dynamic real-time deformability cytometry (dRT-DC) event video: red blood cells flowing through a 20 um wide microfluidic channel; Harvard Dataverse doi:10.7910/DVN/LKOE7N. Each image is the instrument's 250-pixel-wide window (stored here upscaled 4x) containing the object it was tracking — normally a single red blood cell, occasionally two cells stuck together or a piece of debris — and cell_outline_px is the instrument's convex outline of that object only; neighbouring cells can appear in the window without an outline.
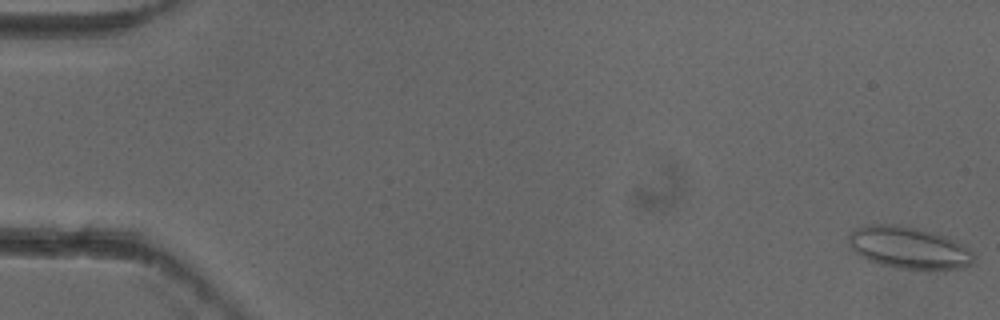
{"species": "common noctule bat (a hibernating species)", "species_latin": "Nyctalus noctula", "temperature_condition": "cold", "stored_images_in_passage": 4, "camera_frame_rate_fps": 3000, "um_per_image_px": 0.085, "animal": {"sex": "female"}, "frame": {"image": 1, "passage_image": 1, "time_ms": 0.0, "image_size_px": [1000, 320], "cell_outline_px": [[976, 260], [972, 264], [964, 268], [896, 268], [880, 264], [868, 260], [860, 256], [848, 244], [848, 236], [852, 228], [864, 224], [900, 224], [920, 228], [936, 232], [948, 236], [964, 244], [976, 256]], "centroid_in_image_um": [77.25, 21.01], "position_along_channel_um": 7.8, "area_um2": 31.15}}